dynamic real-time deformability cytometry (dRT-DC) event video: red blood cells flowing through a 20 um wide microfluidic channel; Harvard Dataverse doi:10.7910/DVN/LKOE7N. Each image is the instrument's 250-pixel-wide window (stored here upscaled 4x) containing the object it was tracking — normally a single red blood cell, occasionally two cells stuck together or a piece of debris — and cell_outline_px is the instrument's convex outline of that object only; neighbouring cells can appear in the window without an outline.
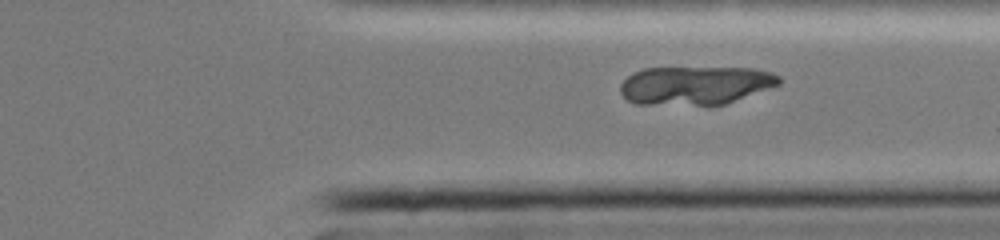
{"species": "common noctule bat (a hibernating species)", "species_latin": "Nyctalus noctula", "temperature_condition": "cold", "stored_images_in_passage": 34, "camera_frame_rate_fps": 3000, "um_per_image_px": 0.085, "animal": {"sex": "female", "body_mass_g": 19.0, "forearm_length_mm": 51.5}, "frame": {"image": 1, "passage_image": 34, "time_ms": 11.0, "image_size_px": [1000, 240], "cell_outline_px": [[780, 84], [724, 104], [708, 108], [636, 104], [628, 100], [620, 92], [620, 84], [632, 72], [644, 68], [752, 68], [772, 72], [780, 76]], "centroid_in_image_um": [59.06, 7.3], "position_along_channel_um": 352.3, "area_um2": 36.59}}